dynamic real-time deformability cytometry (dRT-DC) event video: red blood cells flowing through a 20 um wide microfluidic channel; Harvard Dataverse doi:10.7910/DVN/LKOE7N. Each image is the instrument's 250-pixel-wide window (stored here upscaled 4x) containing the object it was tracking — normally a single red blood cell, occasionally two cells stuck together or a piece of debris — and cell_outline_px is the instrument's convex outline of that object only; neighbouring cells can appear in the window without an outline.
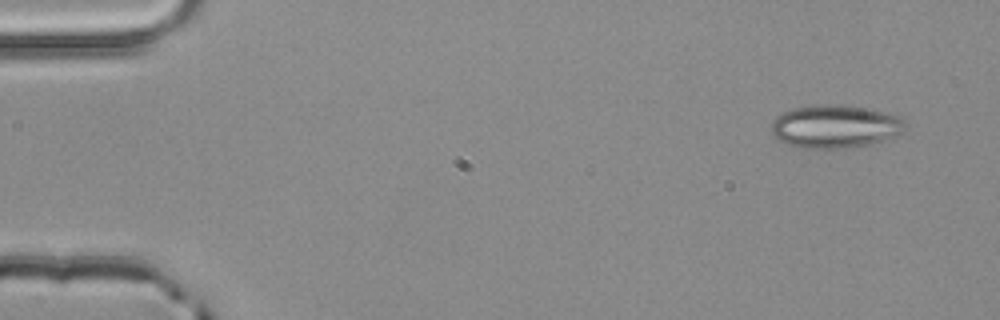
{"species": "common noctule bat (a hibernating species)", "species_latin": "Nyctalus noctula", "temperature_condition": "room temperature", "stored_images_in_passage": 4, "camera_frame_rate_fps": 3000, "um_per_image_px": 0.085, "animal": {"sex": "male", "body_mass_g": 20.4}, "frame": {"image": 1, "passage_image": 1, "time_ms": 0.0, "image_size_px": [1000, 320], "cell_outline_px": [[908, 124], [904, 132], [868, 144], [844, 148], [800, 148], [788, 144], [780, 140], [772, 132], [772, 124], [776, 116], [780, 112], [792, 108], [816, 104], [840, 104], [900, 116], [908, 120]], "centroid_in_image_um": [70.98, 10.73], "position_along_channel_um": 14.0, "area_um2": 33.47}}